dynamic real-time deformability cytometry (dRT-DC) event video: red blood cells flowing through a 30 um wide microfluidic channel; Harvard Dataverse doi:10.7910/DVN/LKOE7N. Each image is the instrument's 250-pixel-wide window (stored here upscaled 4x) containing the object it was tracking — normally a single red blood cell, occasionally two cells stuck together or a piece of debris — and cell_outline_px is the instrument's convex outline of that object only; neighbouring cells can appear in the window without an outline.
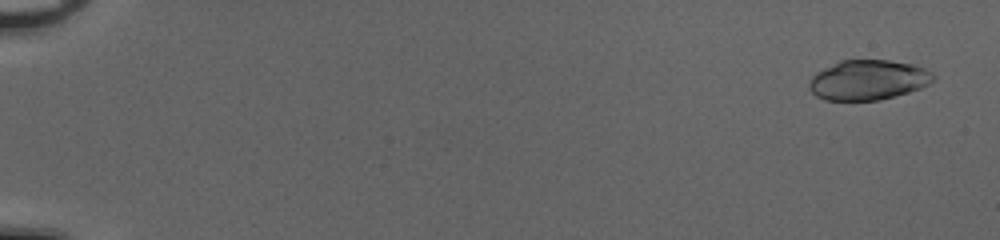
{"species": "common noctule bat (a hibernating species)", "species_latin": "Nyctalus noctula", "temperature_condition": "cold", "stored_images_in_passage": 53, "camera_frame_rate_fps": 3000, "um_per_image_px": 0.085, "animal": {"sex": "female", "body_mass_g": 20.0, "forearm_length_mm": 54.0}, "frame": {"image": 1, "passage_image": 3, "time_ms": 0.667, "image_size_px": [1000, 240], "cell_outline_px": [[936, 76], [928, 84], [920, 88], [908, 92], [880, 100], [824, 100], [816, 96], [808, 88], [808, 80], [816, 72], [840, 60], [888, 60], [912, 64], [924, 68], [932, 72]], "centroid_in_image_um": [73.76, 6.8], "position_along_channel_um": 11.2, "area_um2": 28.96}}
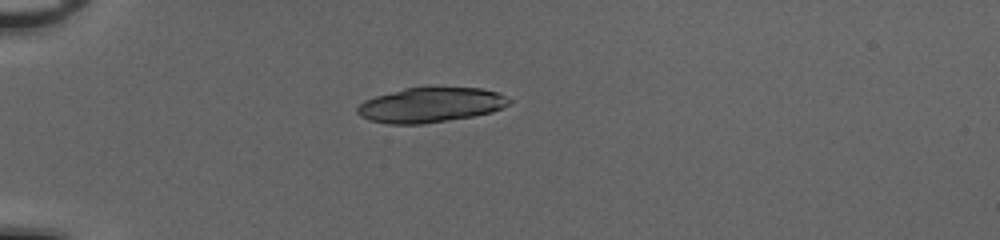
{"frame": {"image": 2, "passage_image": 17, "time_ms": 5.333, "image_size_px": [1000, 240], "cell_outline_px": [[512, 100], [508, 104], [492, 112], [472, 116], [424, 124], [388, 124], [368, 120], [360, 116], [356, 112], [356, 108], [364, 100], [376, 96], [404, 88], [428, 84], [432, 84], [480, 88], [496, 92]], "centroid_in_image_um": [36.57, 8.88], "position_along_channel_um": 48.4, "area_um2": 31.73}}